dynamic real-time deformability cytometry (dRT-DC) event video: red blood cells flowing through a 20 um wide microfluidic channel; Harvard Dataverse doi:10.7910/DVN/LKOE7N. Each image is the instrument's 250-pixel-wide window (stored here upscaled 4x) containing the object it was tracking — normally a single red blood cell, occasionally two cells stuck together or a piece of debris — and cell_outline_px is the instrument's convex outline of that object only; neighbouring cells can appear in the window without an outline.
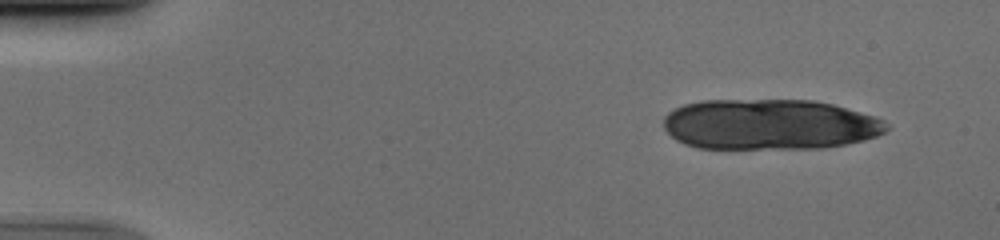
{"species": "human", "species_latin": "Homo sapiens", "temperature_condition": "cold", "stored_images_in_passage": 10, "camera_frame_rate_fps": 3000, "um_per_image_px": 0.085, "donor": {"sex": "male"}, "frame": {"image": 1, "passage_image": 1, "time_ms": 0.0, "image_size_px": [1000, 240], "cell_outline_px": [[888, 128], [884, 132], [876, 136], [864, 140], [844, 144], [820, 148], [696, 148], [684, 144], [676, 140], [664, 128], [664, 116], [668, 112], [684, 104], [700, 100], [816, 100], [832, 104], [876, 116], [884, 120], [888, 124]], "centroid_in_image_um": [65.41, 10.57], "position_along_channel_um": 19.6, "area_um2": 65.89}}